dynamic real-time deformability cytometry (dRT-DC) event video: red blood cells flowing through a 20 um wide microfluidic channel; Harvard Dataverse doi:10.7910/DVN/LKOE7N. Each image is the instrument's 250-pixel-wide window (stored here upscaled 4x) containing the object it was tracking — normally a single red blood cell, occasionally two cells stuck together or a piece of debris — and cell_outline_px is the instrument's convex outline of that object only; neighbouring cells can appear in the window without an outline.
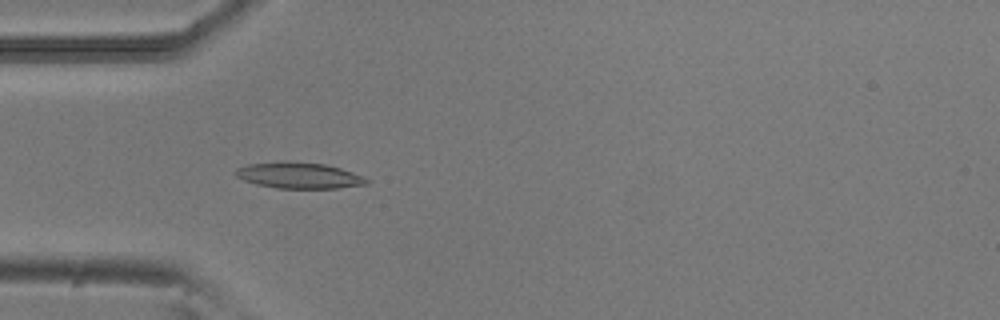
{"species": "common noctule bat (a hibernating species)", "species_latin": "Nyctalus noctula", "temperature_condition": "room temperature", "stored_images_in_passage": 4, "camera_frame_rate_fps": 3000, "um_per_image_px": 0.085, "animal": {"sex": "male", "body_mass_g": 20.5, "forearm_length_mm": 52.5}, "frame": {"image": 1, "passage_image": 3, "time_ms": 0.667, "image_size_px": [1000, 320], "cell_outline_px": [[368, 184], [336, 188], [276, 188], [256, 184], [244, 180], [236, 176], [232, 172], [236, 168], [248, 164], [284, 160], [288, 160], [324, 164], [340, 168], [364, 176], [368, 180]], "centroid_in_image_um": [25.37, 14.89], "position_along_channel_um": 59.6, "area_um2": 20.11}}
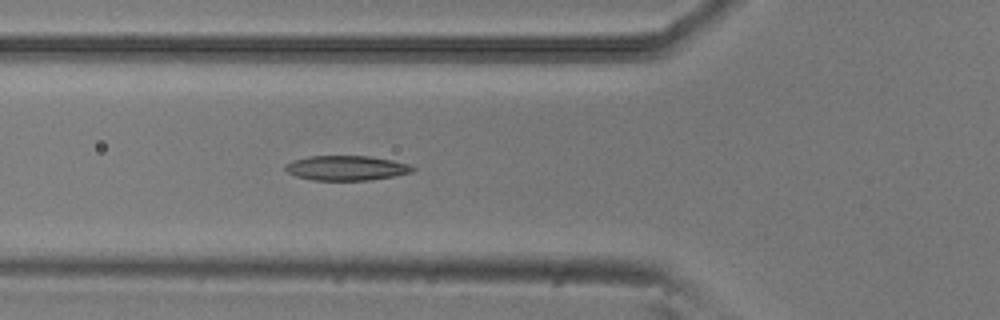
{"frame": {"image": 2, "passage_image": 4, "time_ms": 1.0, "image_size_px": [1000, 320], "cell_outline_px": [[416, 168], [412, 172], [372, 180], [312, 180], [296, 176], [288, 172], [284, 168], [292, 160], [308, 156], [368, 156], [392, 160], [408, 164]], "centroid_in_image_um": [29.44, 14.28], "position_along_channel_um": 96.4, "area_um2": 18.26}}